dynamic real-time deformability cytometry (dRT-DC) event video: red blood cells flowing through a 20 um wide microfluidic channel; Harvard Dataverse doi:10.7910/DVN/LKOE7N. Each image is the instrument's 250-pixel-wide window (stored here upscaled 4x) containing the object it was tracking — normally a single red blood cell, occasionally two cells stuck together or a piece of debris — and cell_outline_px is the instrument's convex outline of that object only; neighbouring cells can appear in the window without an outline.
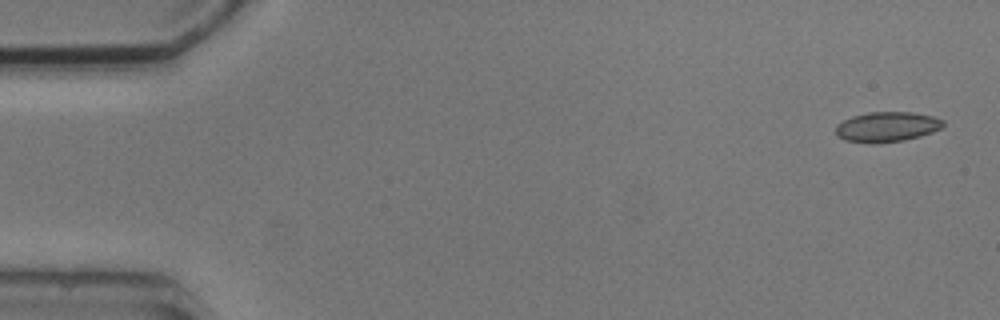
{"species": "common noctule bat (a hibernating species)", "species_latin": "Nyctalus noctula", "temperature_condition": "cold", "stored_images_in_passage": 5, "camera_frame_rate_fps": 3000, "um_per_image_px": 0.085, "animal": {"sex": "male", "body_mass_g": 20.5, "forearm_length_mm": 52.5}, "frame": {"image": 1, "passage_image": 1, "time_ms": 0.0, "image_size_px": [1000, 320], "cell_outline_px": [[944, 124], [940, 128], [932, 132], [920, 136], [904, 140], [872, 144], [868, 144], [844, 140], [836, 132], [836, 124], [852, 116], [868, 112], [912, 112], [932, 116], [944, 120]], "centroid_in_image_um": [75.37, 10.78], "position_along_channel_um": 9.6, "area_um2": 18.84}}
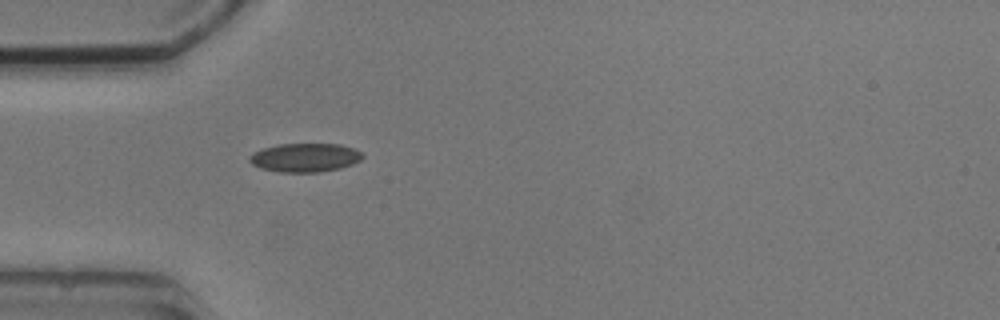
{"frame": {"image": 2, "passage_image": 5, "time_ms": 4.667, "image_size_px": [1000, 320], "cell_outline_px": [[364, 156], [360, 160], [352, 164], [340, 168], [316, 172], [280, 172], [260, 168], [252, 164], [248, 160], [248, 156], [252, 152], [276, 144], [340, 144], [352, 148], [360, 152]], "centroid_in_image_um": [25.88, 13.39], "position_along_channel_um": 59.1, "area_um2": 18.9}}